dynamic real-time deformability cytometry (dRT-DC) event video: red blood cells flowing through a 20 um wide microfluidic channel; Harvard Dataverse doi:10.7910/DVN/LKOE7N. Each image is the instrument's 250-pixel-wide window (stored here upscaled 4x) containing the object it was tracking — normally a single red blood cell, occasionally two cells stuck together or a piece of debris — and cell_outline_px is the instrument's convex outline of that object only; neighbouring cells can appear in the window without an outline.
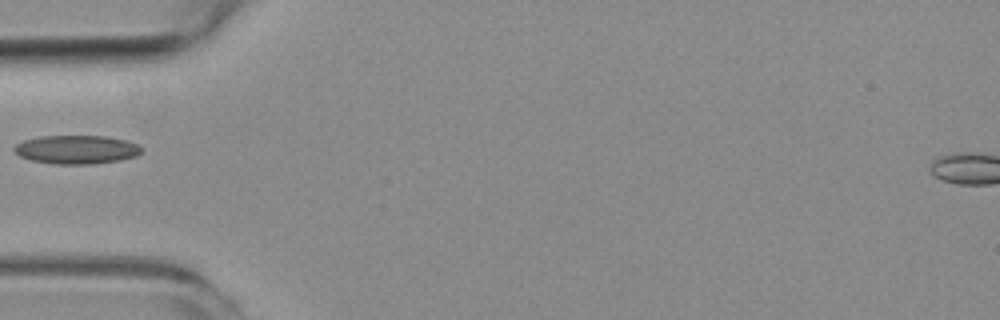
{"species": "common noctule bat (a hibernating species)", "species_latin": "Nyctalus noctula", "temperature_condition": "room temperature", "stored_images_in_passage": 1, "camera_frame_rate_fps": 3000, "um_per_image_px": 0.085, "animal": {"sex": "female", "body_mass_g": 19.3, "forearm_length_mm": 54.1}, "frame": {"image": 1, "passage_image": 1, "time_ms": 0.0, "image_size_px": [1000, 320], "cell_outline_px": [[144, 148], [136, 156], [120, 160], [92, 164], [52, 164], [32, 160], [20, 156], [12, 148], [16, 144], [24, 140], [40, 136], [104, 136], [124, 140], [136, 144]], "centroid_in_image_um": [6.49, 12.71], "position_along_channel_um": 78.5, "area_um2": 21.15}}